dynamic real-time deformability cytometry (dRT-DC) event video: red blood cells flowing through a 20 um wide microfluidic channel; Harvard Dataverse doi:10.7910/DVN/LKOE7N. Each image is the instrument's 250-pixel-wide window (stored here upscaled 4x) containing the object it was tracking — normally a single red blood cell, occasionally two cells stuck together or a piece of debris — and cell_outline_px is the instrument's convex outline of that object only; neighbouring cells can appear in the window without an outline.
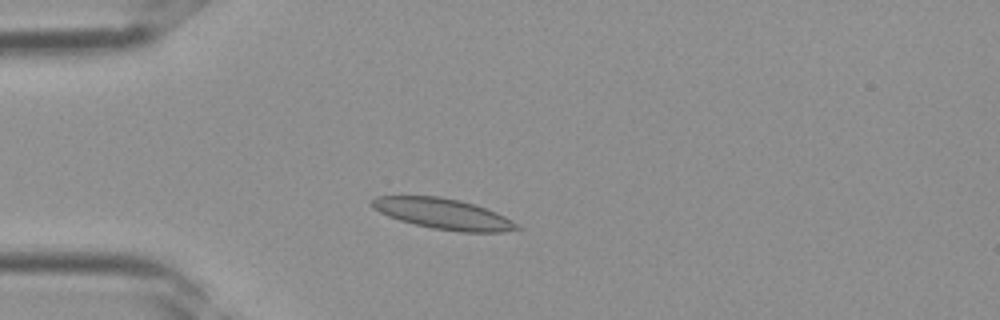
{"species": "Egyptian fruit bat (a non-hibernating species)", "species_latin": "Rousettus aegyptiacus", "temperature_condition": "room temperature", "stored_images_in_passage": 34, "camera_frame_rate_fps": 3000, "um_per_image_px": 0.085, "frame": {"image": 1, "passage_image": 7, "time_ms": 2.0, "image_size_px": [1000, 320], "cell_outline_px": [[524, 228], [500, 232], [460, 232], [432, 228], [400, 220], [388, 216], [372, 208], [368, 204], [368, 200], [376, 196], [440, 196], [460, 200], [476, 204], [496, 212], [512, 220]], "centroid_in_image_um": [37.65, 18.16], "position_along_channel_um": 47.3, "area_um2": 26.13}}
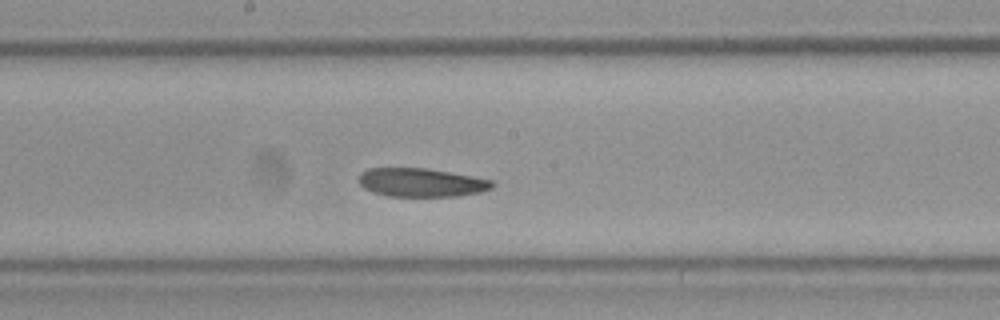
{"frame": {"image": 2, "passage_image": 17, "time_ms": 5.333, "image_size_px": [1000, 320], "cell_outline_px": [[496, 184], [492, 188], [480, 192], [456, 196], [388, 196], [372, 192], [364, 188], [360, 184], [360, 172], [368, 168], [428, 168], [472, 176], [492, 180]], "centroid_in_image_um": [35.81, 15.51], "position_along_channel_um": 212.4, "area_um2": 22.25}}
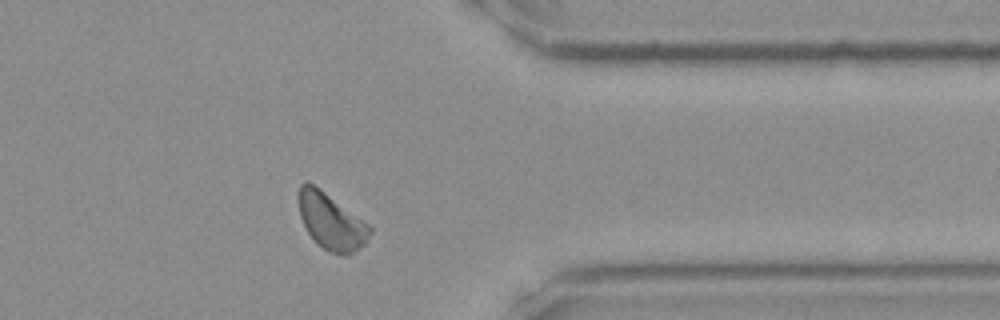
{"frame": {"image": 3, "passage_image": 27, "time_ms": 8.667, "image_size_px": [1000, 320], "cell_outline_px": [[372, 232], [364, 244], [348, 256], [344, 256], [328, 252], [308, 232], [300, 216], [296, 200], [296, 196], [300, 184], [304, 180], [320, 188], [368, 224], [372, 228]], "centroid_in_image_um": [28.11, 18.8], "position_along_channel_um": 383.3, "area_um2": 23.35}}